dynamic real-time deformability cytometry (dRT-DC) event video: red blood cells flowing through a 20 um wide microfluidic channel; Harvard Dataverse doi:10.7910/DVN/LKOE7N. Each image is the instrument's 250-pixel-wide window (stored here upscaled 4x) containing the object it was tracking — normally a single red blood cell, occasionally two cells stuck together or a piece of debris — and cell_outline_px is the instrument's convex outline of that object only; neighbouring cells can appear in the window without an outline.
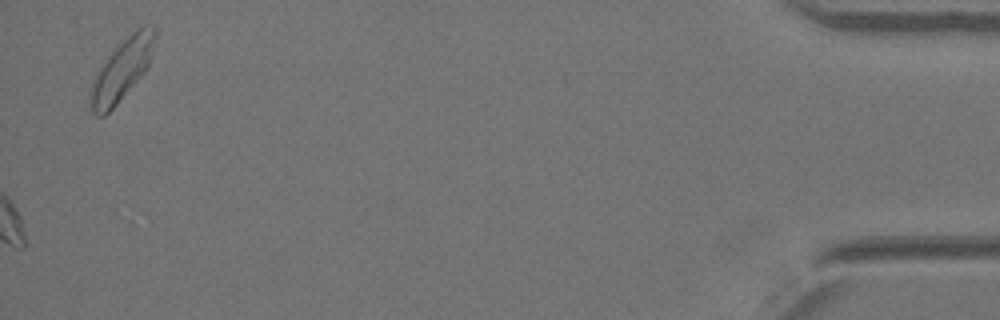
{"species": "Egyptian fruit bat (a non-hibernating species)", "species_latin": "Rousettus aegyptiacus", "temperature_condition": "warm", "stored_images_in_passage": 35, "camera_frame_rate_fps": 3000, "um_per_image_px": 0.085, "animal": {"sex": "female"}, "frame": {"image": 1, "passage_image": 35, "time_ms": 11.333, "image_size_px": [1000, 320], "cell_outline_px": [[156, 36], [148, 64], [144, 72], [116, 104], [104, 116], [96, 116], [92, 112], [88, 100], [88, 92], [92, 80], [96, 72], [104, 60], [120, 40], [136, 28], [144, 24], [156, 28]], "centroid_in_image_um": [10.3, 5.9], "position_along_channel_um": 424.9, "area_um2": 23.29}}